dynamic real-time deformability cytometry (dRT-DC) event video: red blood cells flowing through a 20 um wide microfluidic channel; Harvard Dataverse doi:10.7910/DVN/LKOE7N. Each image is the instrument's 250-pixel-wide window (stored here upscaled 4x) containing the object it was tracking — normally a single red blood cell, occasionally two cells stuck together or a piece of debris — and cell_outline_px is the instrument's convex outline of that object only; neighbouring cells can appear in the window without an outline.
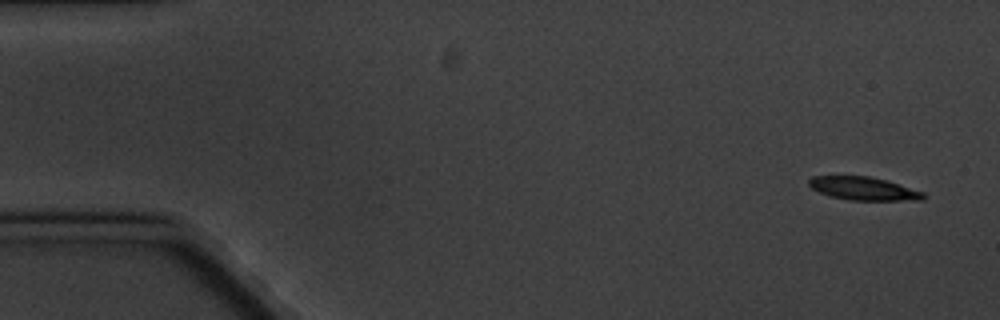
{"species": "common noctule bat (a hibernating species)", "species_latin": "Nyctalus noctula", "temperature_condition": "cold", "stored_images_in_passage": 6, "segment_of_instrument_passage": [1, 2], "camera_frame_rate_fps": 3000, "um_per_image_px": 0.085, "animal": {"sex": "male", "body_mass_g": 20.1, "forearm_length_mm": 53.5}, "frame": {"image": 1, "passage_image": 1, "time_ms": 0.0, "image_size_px": [1000, 320], "cell_outline_px": [[924, 200], [852, 200], [828, 196], [812, 188], [808, 184], [808, 180], [812, 176], [868, 176], [888, 180], [924, 192]], "centroid_in_image_um": [73.4, 16.02], "position_along_channel_um": 11.6, "area_um2": 15.49}}